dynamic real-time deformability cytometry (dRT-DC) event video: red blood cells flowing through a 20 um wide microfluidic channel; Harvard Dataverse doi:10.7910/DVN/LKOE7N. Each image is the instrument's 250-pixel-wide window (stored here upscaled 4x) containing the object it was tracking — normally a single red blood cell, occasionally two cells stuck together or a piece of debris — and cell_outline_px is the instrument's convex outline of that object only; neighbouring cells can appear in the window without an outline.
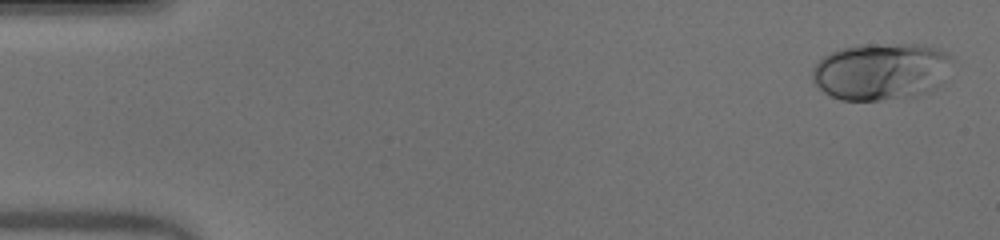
{"species": "human", "species_latin": "Homo sapiens", "temperature_condition": "warm", "stored_images_in_passage": 51, "camera_frame_rate_fps": 3000, "um_per_image_px": 0.085, "donor": {"sex": "male"}, "frame": {"image": 1, "passage_image": 2, "time_ms": 0.333, "image_size_px": [1000, 240], "cell_outline_px": [[952, 60], [940, 84], [936, 88], [928, 92], [912, 96], [880, 100], [840, 100], [824, 92], [812, 80], [812, 68], [824, 56], [832, 52], [856, 44], [916, 44], [932, 48], [944, 52], [952, 56]], "centroid_in_image_um": [74.86, 6.07], "position_along_channel_um": 10.1, "area_um2": 46.24}}
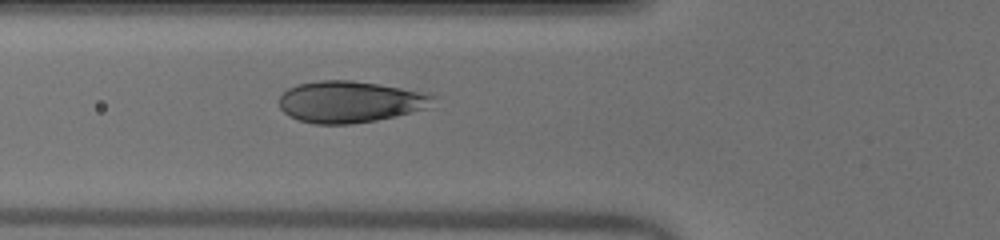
{"frame": {"image": 2, "passage_image": 19, "time_ms": 6.0, "image_size_px": [1000, 240], "cell_outline_px": [[436, 96], [424, 108], [396, 116], [376, 120], [352, 124], [312, 124], [296, 120], [288, 116], [280, 108], [280, 96], [288, 88], [296, 84], [320, 80], [352, 80], [428, 92]], "centroid_in_image_um": [29.69, 8.65], "position_along_channel_um": 96.1, "area_um2": 37.28}}
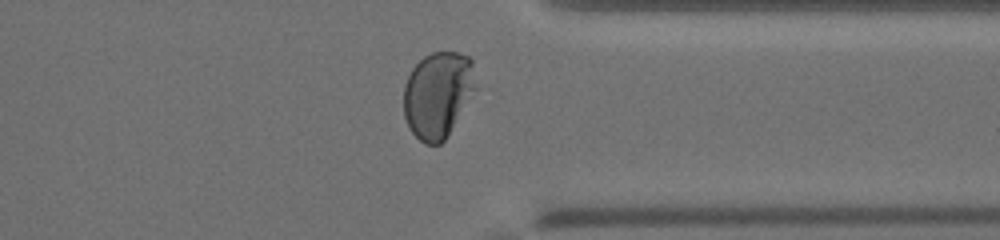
{"frame": {"image": 3, "passage_image": 40, "time_ms": 13.0, "image_size_px": [1000, 240], "cell_outline_px": [[476, 88], [444, 140], [440, 144], [424, 144], [412, 132], [404, 116], [404, 84], [412, 68], [424, 56], [432, 52], [456, 52], [468, 56], [472, 60]], "centroid_in_image_um": [37.2, 8.02], "position_along_channel_um": 374.2, "area_um2": 35.84}, "authors_computed_cell_mechanics": {"area_um2": 38.437, "velocity_mm_per_s": 3.997, "shape_relaxation_time_tau1_ms": 5.6228, "shape_relaxation_time_tau2_ms": null, "deformation_change_tau1": 0.2662, "deformation_change_tau2": null}}